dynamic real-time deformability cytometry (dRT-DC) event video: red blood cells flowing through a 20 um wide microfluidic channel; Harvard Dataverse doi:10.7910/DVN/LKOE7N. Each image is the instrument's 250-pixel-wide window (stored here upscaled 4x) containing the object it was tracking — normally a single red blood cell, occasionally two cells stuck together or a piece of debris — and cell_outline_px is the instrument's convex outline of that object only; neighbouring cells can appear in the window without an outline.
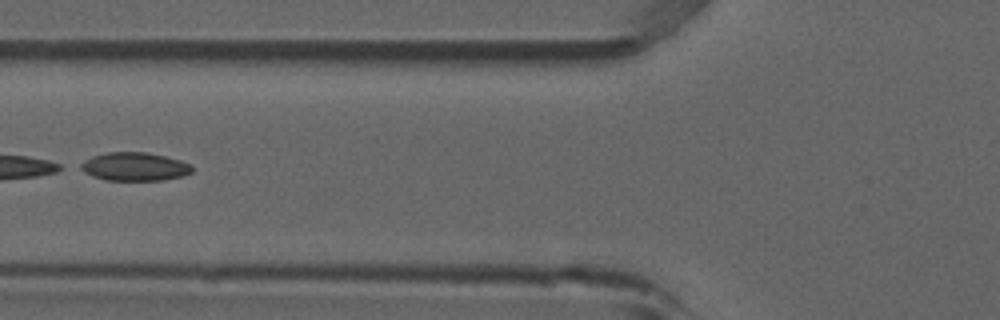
{"species": "common noctule bat (a hibernating species)", "species_latin": "Nyctalus noctula", "temperature_condition": "room temperature", "stored_images_in_passage": 6, "camera_frame_rate_fps": 3000, "um_per_image_px": 0.085, "animal": {"sex": "male", "forearm_length_mm": 52.5}, "frame": {"image": 1, "passage_image": 6, "time_ms": 1.667, "image_size_px": [1000, 320], "cell_outline_px": [[192, 172], [180, 176], [164, 180], [108, 180], [92, 176], [76, 168], [76, 164], [92, 156], [104, 152], [148, 152], [180, 160], [188, 164], [192, 168]], "centroid_in_image_um": [11.34, 14.15], "position_along_channel_um": 114.5, "area_um2": 18.55}}